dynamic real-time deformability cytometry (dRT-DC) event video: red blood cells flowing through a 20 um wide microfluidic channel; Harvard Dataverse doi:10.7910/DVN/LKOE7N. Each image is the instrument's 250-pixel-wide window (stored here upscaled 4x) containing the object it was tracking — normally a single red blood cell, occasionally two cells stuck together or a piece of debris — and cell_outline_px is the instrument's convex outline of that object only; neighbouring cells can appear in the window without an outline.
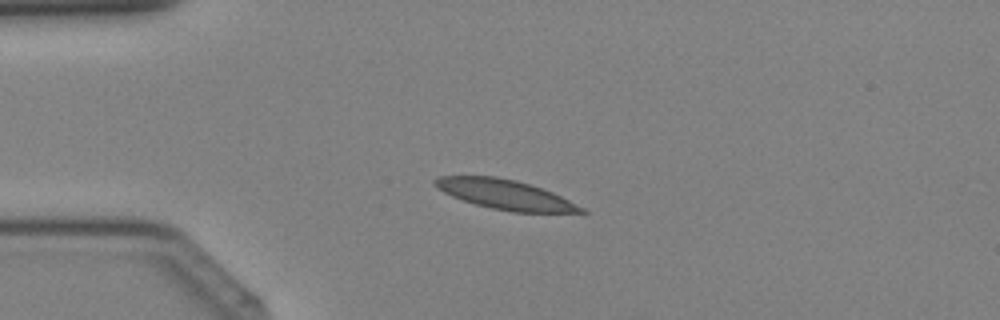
{"species": "Egyptian fruit bat (a non-hibernating species)", "species_latin": "Rousettus aegyptiacus", "temperature_condition": "cold", "stored_images_in_passage": 31, "camera_frame_rate_fps": 3000, "um_per_image_px": 0.085, "animal": {"sex": "female"}, "frame": {"image": 1, "passage_image": 1, "time_ms": 0.0, "image_size_px": [1000, 320], "cell_outline_px": [[588, 212], [512, 212], [492, 208], [476, 204], [452, 196], [436, 188], [432, 184], [432, 180], [440, 176], [496, 176], [516, 180], [552, 192], [584, 208]], "centroid_in_image_um": [42.88, 16.52], "position_along_channel_um": 42.1, "area_um2": 24.91}}
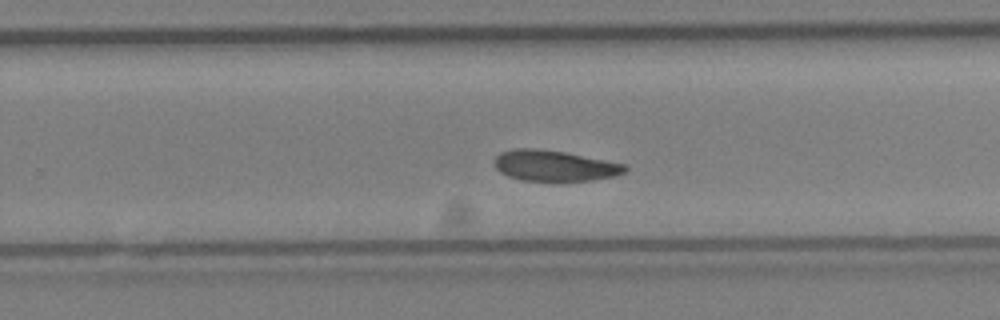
{"frame": {"image": 2, "passage_image": 17, "time_ms": 5.333, "image_size_px": [1000, 320], "cell_outline_px": [[628, 168], [624, 172], [616, 176], [592, 180], [520, 180], [508, 176], [500, 172], [496, 168], [492, 160], [500, 152], [512, 148], [536, 148], [564, 152], [624, 164]], "centroid_in_image_um": [47.07, 14.07], "position_along_channel_um": 282.7, "area_um2": 23.29}}
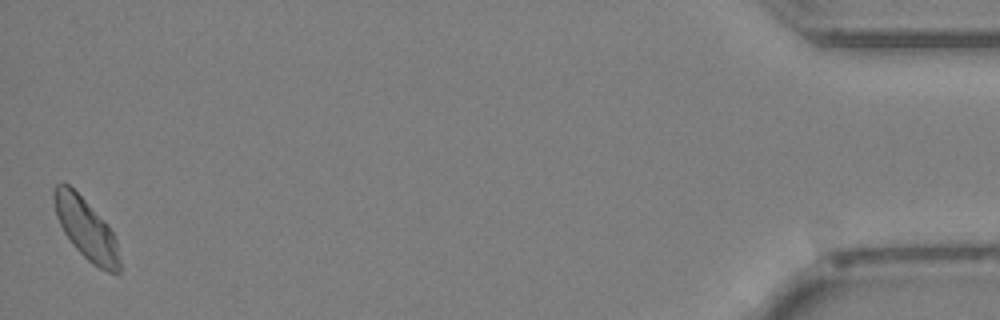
{"frame": {"image": 3, "passage_image": 31, "time_ms": 10.0, "image_size_px": [1000, 320], "cell_outline_px": [[120, 272], [108, 272], [92, 264], [72, 244], [64, 232], [56, 216], [52, 196], [52, 192], [56, 184], [68, 184], [104, 220], [112, 232], [116, 240], [120, 260]], "centroid_in_image_um": [7.3, 19.46], "position_along_channel_um": 427.9, "area_um2": 22.89}}